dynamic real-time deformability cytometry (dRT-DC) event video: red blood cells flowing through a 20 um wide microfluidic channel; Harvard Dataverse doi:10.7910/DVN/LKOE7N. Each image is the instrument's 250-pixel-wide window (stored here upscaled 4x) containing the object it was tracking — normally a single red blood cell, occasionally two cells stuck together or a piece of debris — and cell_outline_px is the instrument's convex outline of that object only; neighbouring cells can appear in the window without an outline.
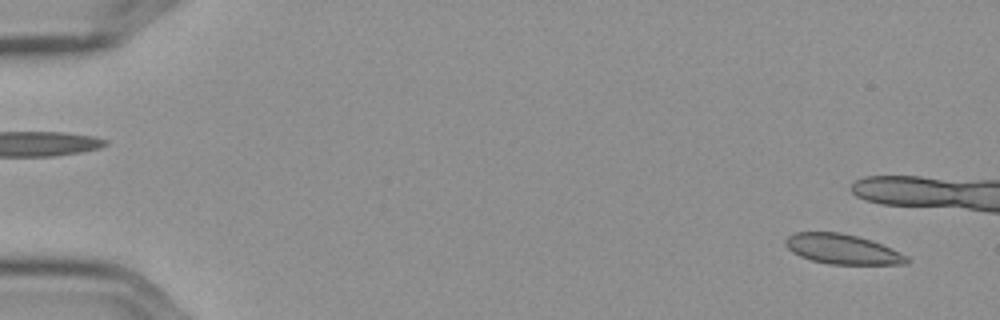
{"species": "Egyptian fruit bat (a non-hibernating species)", "species_latin": "Rousettus aegyptiacus", "temperature_condition": "cold", "stored_images_in_passage": 16, "camera_frame_rate_fps": 3000, "um_per_image_px": 0.085, "frame": {"image": 1, "passage_image": 1, "time_ms": 0.0, "image_size_px": [1000, 320], "cell_outline_px": [[912, 260], [908, 264], [828, 264], [812, 260], [800, 256], [792, 252], [784, 244], [784, 240], [788, 236], [796, 232], [840, 232], [872, 240], [908, 256]], "centroid_in_image_um": [71.61, 21.18], "position_along_channel_um": 13.4, "area_um2": 21.15}}